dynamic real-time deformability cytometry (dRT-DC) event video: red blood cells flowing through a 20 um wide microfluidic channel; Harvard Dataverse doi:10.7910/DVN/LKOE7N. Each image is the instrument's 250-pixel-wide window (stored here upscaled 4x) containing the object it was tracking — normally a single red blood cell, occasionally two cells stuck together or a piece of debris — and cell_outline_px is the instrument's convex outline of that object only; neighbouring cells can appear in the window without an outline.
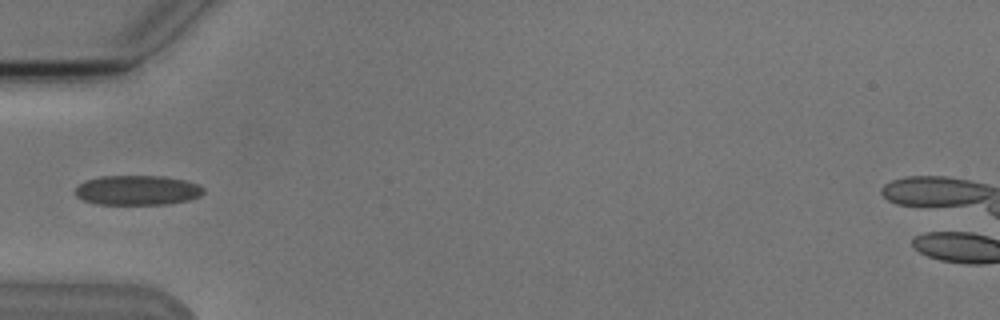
{"species": "Egyptian fruit bat (a non-hibernating species)", "species_latin": "Rousettus aegyptiacus", "temperature_condition": "cold", "stored_images_in_passage": 5, "camera_frame_rate_fps": 3000, "um_per_image_px": 0.085, "animal": {"sex": "male"}, "frame": {"image": 1, "passage_image": 4, "time_ms": 4.333, "image_size_px": [1000, 320], "cell_outline_px": [[204, 192], [200, 196], [188, 200], [168, 204], [96, 204], [84, 200], [76, 196], [76, 188], [84, 180], [100, 176], [164, 176], [184, 180], [196, 184], [204, 188]], "centroid_in_image_um": [11.67, 16.17], "position_along_channel_um": 73.3, "area_um2": 22.2}}